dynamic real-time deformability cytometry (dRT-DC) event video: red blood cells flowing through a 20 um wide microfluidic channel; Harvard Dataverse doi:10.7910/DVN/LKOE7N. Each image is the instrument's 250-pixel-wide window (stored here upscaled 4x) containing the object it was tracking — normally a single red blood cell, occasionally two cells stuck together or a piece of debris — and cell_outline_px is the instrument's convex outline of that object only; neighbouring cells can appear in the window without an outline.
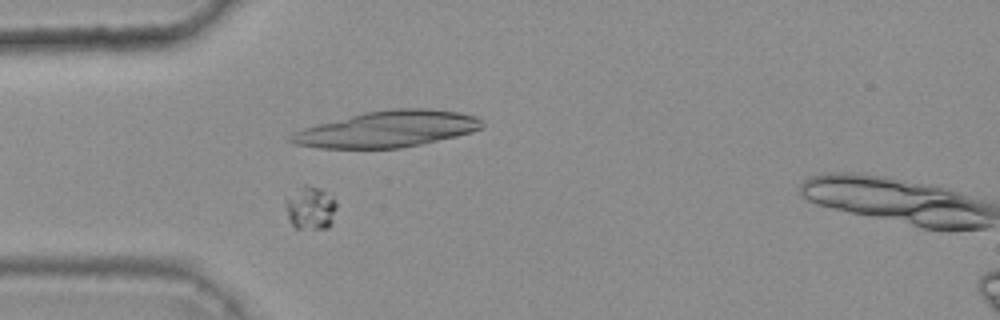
{"species": "common noctule bat (a hibernating species)", "species_latin": "Nyctalus noctula", "temperature_condition": "warm", "stored_images_in_passage": 39, "camera_frame_rate_fps": 3000, "um_per_image_px": 0.085, "animal": {"sex": "female", "body_mass_g": 25.1}, "frame": {"image": 1, "passage_image": 6, "time_ms": 1.667, "image_size_px": [1000, 320], "cell_outline_px": [[336, 208], [332, 224], [328, 228], [296, 228], [288, 220], [284, 204], [284, 196], [304, 184], [320, 188], [332, 196], [336, 204]], "centroid_in_image_um": [26.34, 17.65], "position_along_channel_um": 58.7, "area_um2": 13.18}}